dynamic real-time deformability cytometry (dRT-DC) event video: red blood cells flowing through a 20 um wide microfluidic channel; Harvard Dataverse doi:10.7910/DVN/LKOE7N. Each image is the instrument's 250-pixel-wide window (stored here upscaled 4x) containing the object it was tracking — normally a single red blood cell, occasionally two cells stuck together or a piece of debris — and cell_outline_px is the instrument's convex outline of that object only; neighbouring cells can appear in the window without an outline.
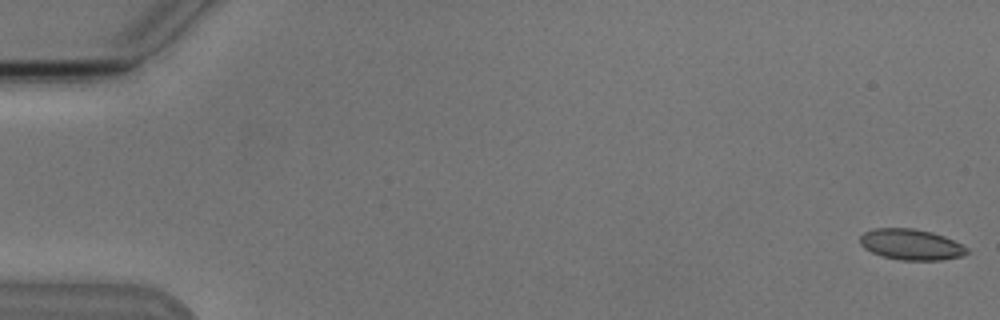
{"species": "Egyptian fruit bat (a non-hibernating species)", "species_latin": "Rousettus aegyptiacus", "temperature_condition": "cold", "stored_images_in_passage": 6, "camera_frame_rate_fps": 3000, "um_per_image_px": 0.085, "animal": {"sex": "male"}, "frame": {"image": 1, "passage_image": 1, "time_ms": 0.0, "image_size_px": [1000, 320], "cell_outline_px": [[968, 252], [964, 256], [940, 260], [900, 260], [884, 256], [872, 252], [864, 248], [860, 244], [860, 236], [864, 232], [872, 228], [912, 228], [932, 232], [944, 236], [968, 248]], "centroid_in_image_um": [77.43, 20.78], "position_along_channel_um": 7.6, "area_um2": 19.19}}
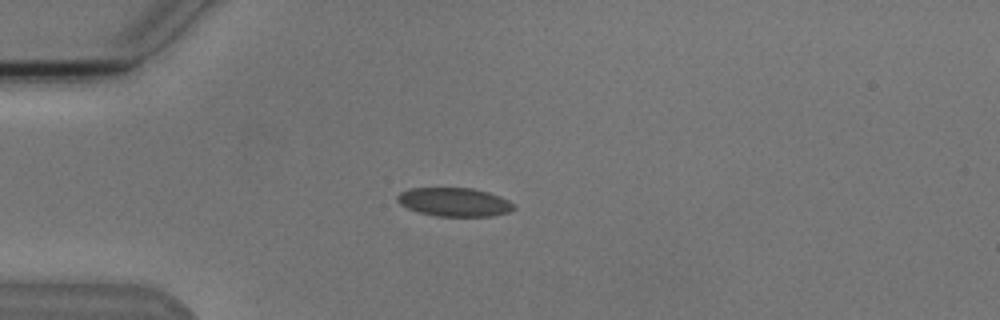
{"frame": {"image": 2, "passage_image": 5, "time_ms": 4.667, "image_size_px": [1000, 320], "cell_outline_px": [[516, 208], [508, 212], [492, 216], [436, 216], [420, 212], [408, 208], [400, 204], [396, 200], [396, 196], [400, 192], [408, 188], [472, 188], [488, 192], [500, 196], [516, 204]], "centroid_in_image_um": [38.63, 17.17], "position_along_channel_um": 46.4, "area_um2": 19.54}}